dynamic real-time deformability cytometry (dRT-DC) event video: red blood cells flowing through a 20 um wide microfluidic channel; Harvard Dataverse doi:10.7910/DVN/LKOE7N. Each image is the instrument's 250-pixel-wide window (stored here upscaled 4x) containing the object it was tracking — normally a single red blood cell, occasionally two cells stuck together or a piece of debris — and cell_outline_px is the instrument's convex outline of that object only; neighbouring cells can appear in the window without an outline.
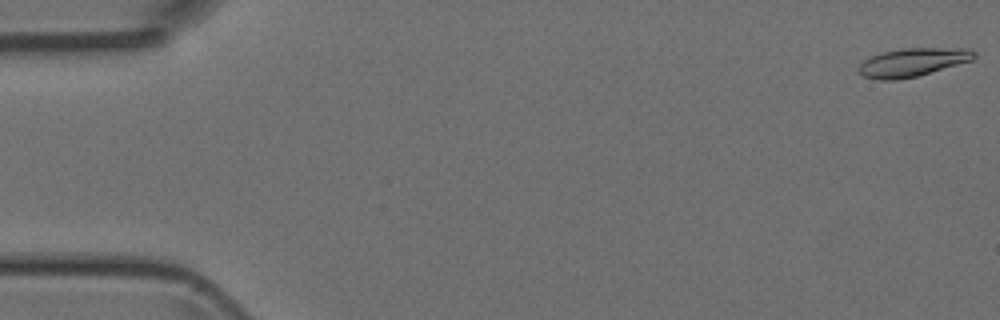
{"species": "Egyptian fruit bat (a non-hibernating species)", "species_latin": "Rousettus aegyptiacus", "temperature_condition": "room temperature", "stored_images_in_passage": 49, "camera_frame_rate_fps": 3000, "um_per_image_px": 0.085, "animal": {"sex": "female"}, "frame": {"image": 1, "passage_image": 1, "time_ms": 0.0, "image_size_px": [1000, 320], "cell_outline_px": [[976, 56], [972, 60], [916, 76], [900, 80], [880, 80], [864, 76], [860, 72], [860, 64], [864, 60], [880, 52], [900, 48], [968, 48], [976, 52]], "centroid_in_image_um": [77.58, 5.28], "position_along_channel_um": 7.4, "area_um2": 18.96}}
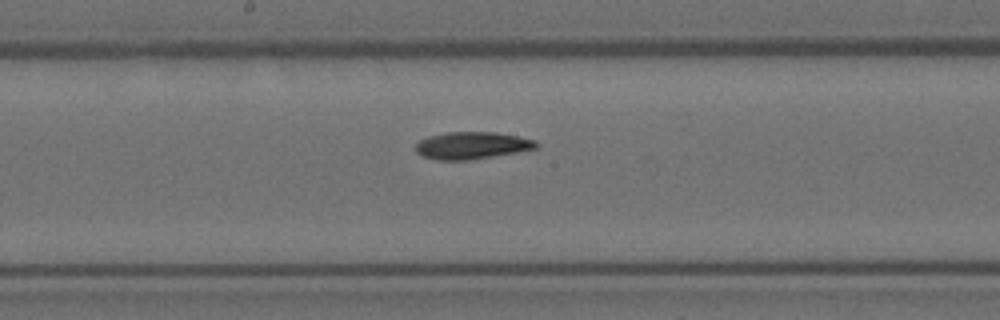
{"frame": {"image": 2, "passage_image": 26, "time_ms": 8.333, "image_size_px": [1000, 320], "cell_outline_px": [[536, 148], [516, 152], [468, 160], [436, 160], [424, 156], [416, 152], [416, 144], [420, 140], [428, 136], [448, 132], [496, 132], [536, 140]], "centroid_in_image_um": [40.07, 12.36], "position_along_channel_um": 208.1, "area_um2": 18.84}}
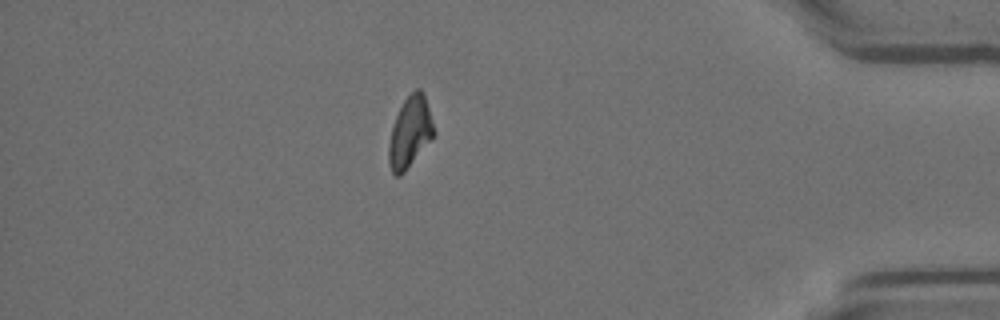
{"frame": {"image": 3, "passage_image": 43, "time_ms": 14.0, "image_size_px": [1000, 320], "cell_outline_px": [[436, 132], [432, 140], [404, 172], [400, 176], [396, 176], [392, 172], [388, 164], [388, 144], [392, 128], [396, 116], [404, 100], [416, 88], [420, 88], [424, 92]], "centroid_in_image_um": [34.86, 11.25], "position_along_channel_um": 400.3, "area_um2": 18.79}}